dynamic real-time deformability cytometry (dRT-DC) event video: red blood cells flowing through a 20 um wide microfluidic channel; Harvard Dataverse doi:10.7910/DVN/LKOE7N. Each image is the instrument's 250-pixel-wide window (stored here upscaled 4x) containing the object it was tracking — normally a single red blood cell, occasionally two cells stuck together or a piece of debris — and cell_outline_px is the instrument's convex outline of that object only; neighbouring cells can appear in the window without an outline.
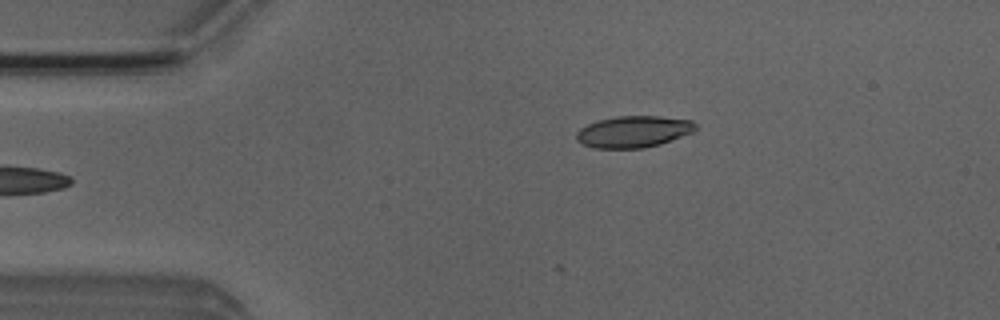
{"species": "Egyptian fruit bat (a non-hibernating species)", "species_latin": "Rousettus aegyptiacus", "temperature_condition": "room temperature", "stored_images_in_passage": 2, "camera_frame_rate_fps": 3000, "um_per_image_px": 0.085, "animal": {"sex": "male"}, "frame": {"image": 1, "passage_image": 1, "time_ms": 0.0, "image_size_px": [1000, 320], "cell_outline_px": [[696, 128], [692, 132], [660, 144], [644, 148], [592, 148], [576, 140], [576, 132], [580, 128], [596, 120], [616, 116], [660, 116], [692, 120], [696, 124]], "centroid_in_image_um": [53.82, 11.18], "position_along_channel_um": 31.2, "area_um2": 21.96}}